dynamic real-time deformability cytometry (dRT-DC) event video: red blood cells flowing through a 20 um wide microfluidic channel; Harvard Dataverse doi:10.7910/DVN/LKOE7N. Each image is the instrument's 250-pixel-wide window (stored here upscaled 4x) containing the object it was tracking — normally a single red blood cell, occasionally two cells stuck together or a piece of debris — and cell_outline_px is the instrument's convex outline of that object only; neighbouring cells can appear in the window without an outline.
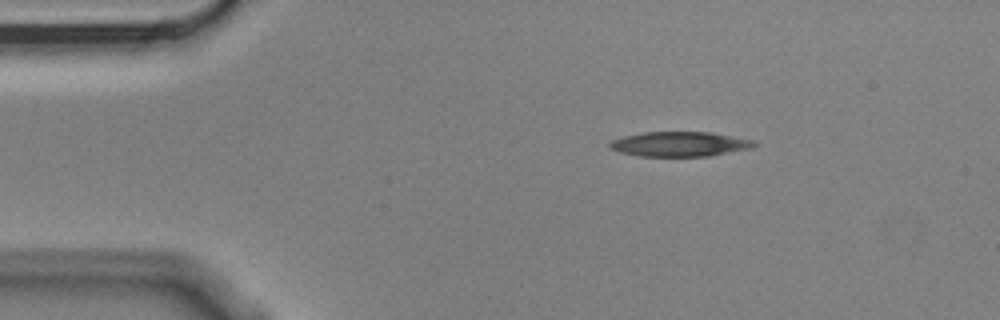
{"species": "Egyptian fruit bat (a non-hibernating species)", "species_latin": "Rousettus aegyptiacus", "temperature_condition": "cold", "stored_images_in_passage": 3, "camera_frame_rate_fps": 3000, "um_per_image_px": 0.085, "animal": {"sex": "male"}, "frame": {"image": 1, "passage_image": 1, "time_ms": 0.0, "image_size_px": [1000, 320], "cell_outline_px": [[760, 144], [752, 148], [708, 156], [640, 156], [620, 152], [608, 148], [608, 144], [612, 140], [624, 136], [644, 132], [712, 132], [756, 140]], "centroid_in_image_um": [57.82, 12.24], "position_along_channel_um": 27.2, "area_um2": 21.04}}
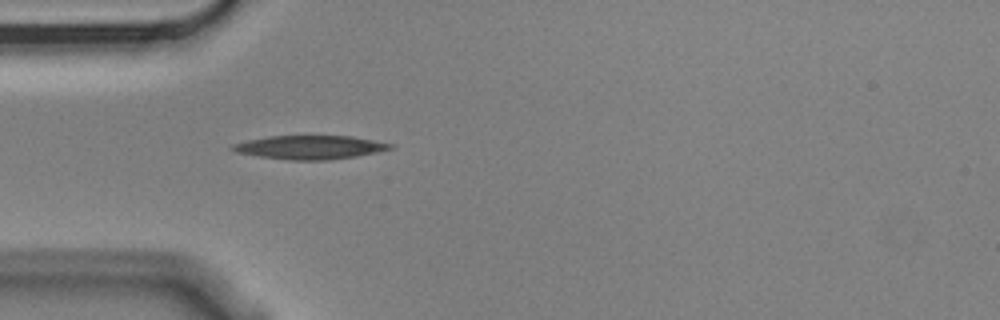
{"frame": {"image": 2, "passage_image": 3, "time_ms": 0.667, "image_size_px": [1000, 320], "cell_outline_px": [[396, 148], [356, 156], [328, 160], [292, 160], [260, 156], [236, 152], [228, 148], [232, 144], [248, 140], [268, 136], [352, 136], [396, 144]], "centroid_in_image_um": [26.39, 12.51], "position_along_channel_um": 58.6, "area_um2": 21.79}}